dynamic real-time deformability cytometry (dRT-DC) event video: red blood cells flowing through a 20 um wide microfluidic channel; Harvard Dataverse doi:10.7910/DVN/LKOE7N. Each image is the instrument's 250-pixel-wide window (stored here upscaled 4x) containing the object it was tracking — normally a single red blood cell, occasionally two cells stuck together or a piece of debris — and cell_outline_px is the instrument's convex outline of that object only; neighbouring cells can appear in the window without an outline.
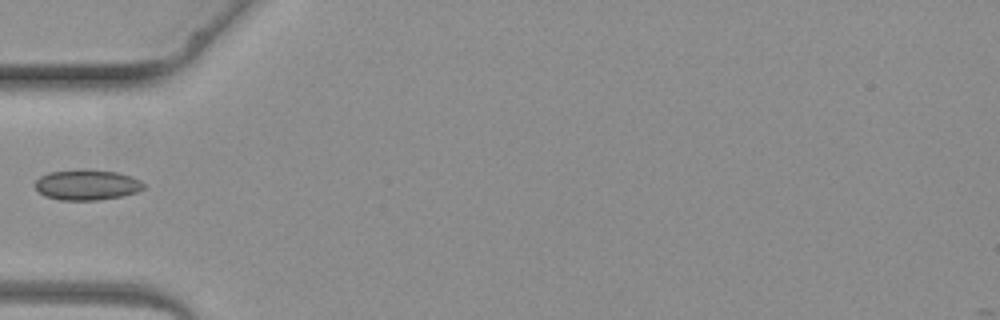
{"species": "common noctule bat (a hibernating species)", "species_latin": "Nyctalus noctula", "temperature_condition": "warm", "stored_images_in_passage": 4, "camera_frame_rate_fps": 3000, "um_per_image_px": 0.085, "animal": {"sex": "female", "body_mass_g": 19.3, "forearm_length_mm": 54.1}, "frame": {"image": 1, "passage_image": 4, "time_ms": 3.667, "image_size_px": [1000, 320], "cell_outline_px": [[144, 188], [136, 192], [120, 196], [96, 200], [60, 200], [44, 196], [36, 188], [36, 180], [40, 176], [48, 172], [80, 168], [84, 168], [116, 172], [132, 176], [140, 180], [144, 184]], "centroid_in_image_um": [7.37, 15.69], "position_along_channel_um": 77.6, "area_um2": 19.42}}